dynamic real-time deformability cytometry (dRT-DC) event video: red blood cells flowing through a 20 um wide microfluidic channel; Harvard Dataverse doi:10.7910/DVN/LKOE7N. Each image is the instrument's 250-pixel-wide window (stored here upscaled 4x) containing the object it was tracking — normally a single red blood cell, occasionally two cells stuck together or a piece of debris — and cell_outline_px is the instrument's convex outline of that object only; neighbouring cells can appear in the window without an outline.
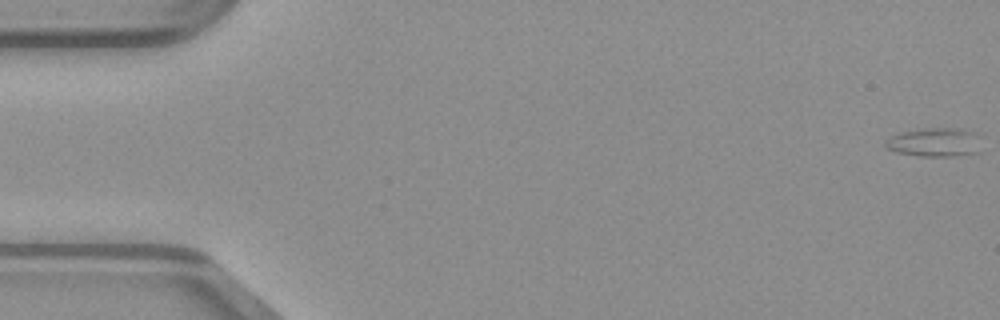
{"species": "common noctule bat (a hibernating species)", "species_latin": "Nyctalus noctula", "temperature_condition": "warm", "stored_images_in_passage": 51, "camera_frame_rate_fps": 3000, "um_per_image_px": 0.085, "animal": {"sex": "male", "body_mass_g": 23.1, "forearm_length_mm": 52.7}, "frame": {"image": 1, "passage_image": 1, "time_ms": 0.0, "image_size_px": [1000, 320], "cell_outline_px": [[980, 152], [952, 156], [920, 156], [896, 152], [888, 148], [884, 144], [892, 136], [900, 132], [920, 128], [964, 128], [980, 132]], "centroid_in_image_um": [79.54, 12.07], "position_along_channel_um": 5.5, "area_um2": 16.47}}
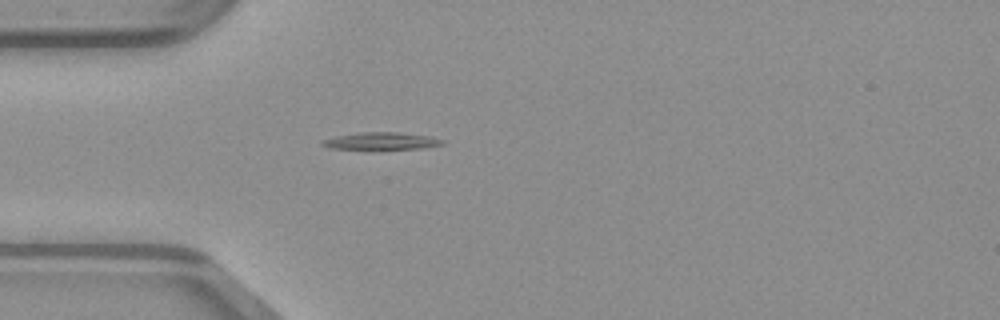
{"frame": {"image": 2, "passage_image": 15, "time_ms": 4.667, "image_size_px": [1000, 320], "cell_outline_px": [[444, 144], [424, 148], [380, 152], [328, 148], [320, 144], [320, 140], [336, 136], [360, 132], [396, 132], [432, 136], [444, 140]], "centroid_in_image_um": [32.38, 12.04], "position_along_channel_um": 52.6, "area_um2": 13.24}}
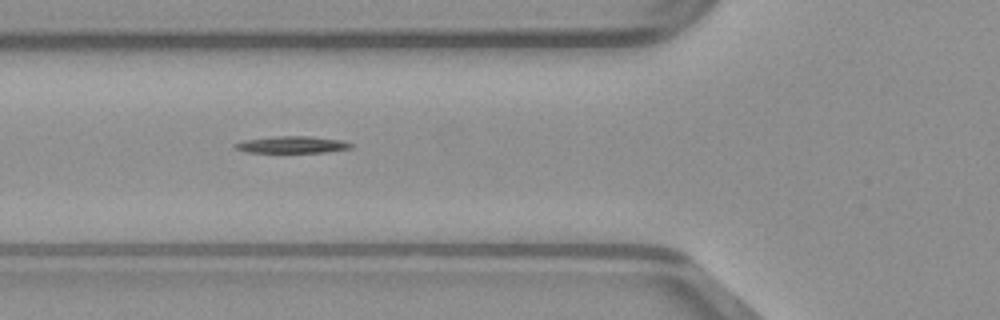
{"frame": {"image": 3, "passage_image": 19, "time_ms": 6.0, "image_size_px": [1000, 320], "cell_outline_px": [[352, 148], [324, 152], [248, 152], [232, 148], [232, 144], [244, 140], [276, 136], [312, 136], [344, 140], [352, 144]], "centroid_in_image_um": [24.81, 12.29], "position_along_channel_um": 101.0, "area_um2": 11.44}}